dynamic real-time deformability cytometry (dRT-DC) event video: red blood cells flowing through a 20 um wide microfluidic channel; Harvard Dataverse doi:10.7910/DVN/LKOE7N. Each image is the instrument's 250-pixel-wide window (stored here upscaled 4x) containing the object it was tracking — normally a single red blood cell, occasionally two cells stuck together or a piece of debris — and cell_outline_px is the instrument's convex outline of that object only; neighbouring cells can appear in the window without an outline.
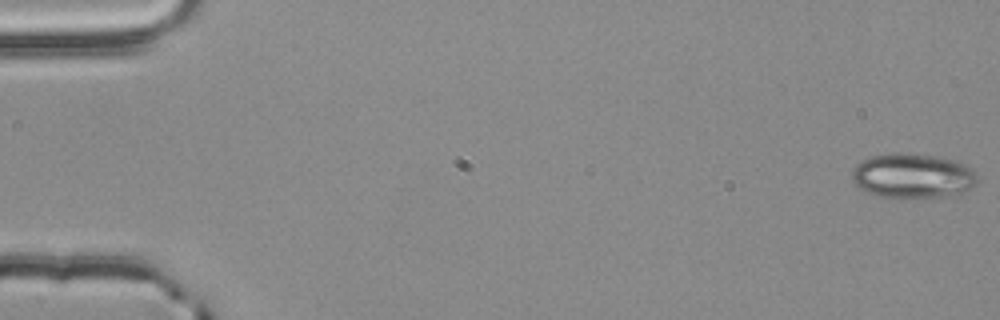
{"species": "common noctule bat (a hibernating species)", "species_latin": "Nyctalus noctula", "temperature_condition": "room temperature", "stored_images_in_passage": 56, "camera_frame_rate_fps": 3000, "um_per_image_px": 0.085, "animal": {"sex": "male", "body_mass_g": 20.4}, "frame": {"image": 1, "passage_image": 1, "time_ms": 0.0, "image_size_px": [1000, 320], "cell_outline_px": [[980, 180], [976, 184], [964, 192], [940, 196], [876, 196], [860, 188], [852, 180], [852, 172], [856, 164], [860, 160], [872, 156], [888, 152], [900, 152], [928, 156], [952, 160], [968, 164], [972, 168]], "centroid_in_image_um": [77.57, 14.92], "position_along_channel_um": 7.4, "area_um2": 32.31}}
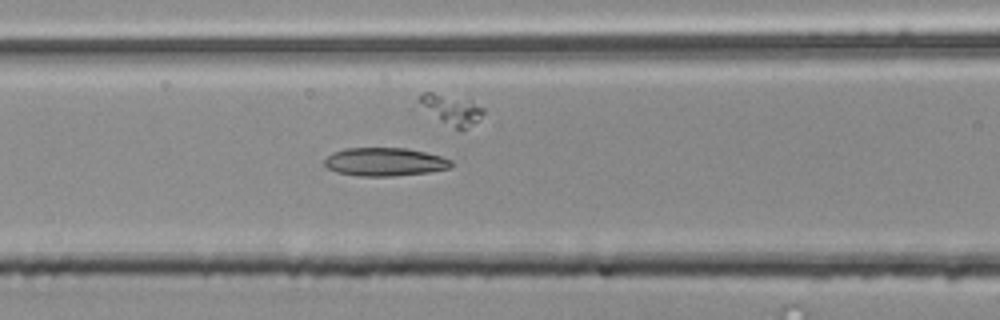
{"frame": {"image": 2, "passage_image": 24, "time_ms": 7.667, "image_size_px": [1000, 320], "cell_outline_px": [[452, 164], [448, 168], [428, 172], [392, 176], [360, 176], [336, 172], [328, 168], [324, 164], [324, 160], [332, 152], [344, 148], [408, 148], [440, 156], [452, 160]], "centroid_in_image_um": [32.67, 13.75], "position_along_channel_um": 133.9, "area_um2": 20.81}}
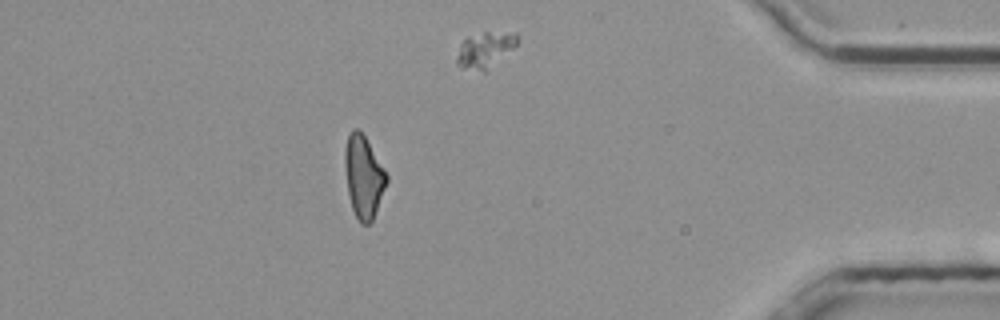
{"frame": {"image": 3, "passage_image": 49, "time_ms": 16.0, "image_size_px": [1000, 320], "cell_outline_px": [[388, 180], [372, 220], [368, 224], [364, 224], [356, 216], [352, 208], [348, 192], [344, 164], [344, 148], [348, 136], [352, 128], [356, 128], [364, 136], [384, 168], [388, 176]], "centroid_in_image_um": [30.89, 14.99], "position_along_channel_um": 404.3, "area_um2": 19.59}, "authors_computed_cell_mechanics": {"area_um2": 20.6346, "velocity_mm_per_s": 3.8214, "shape_relaxation_time_tau1_ms": 3.8974, "shape_relaxation_time_tau2_ms": 9.0845, "deformation_change_tau1": 0.134, "deformation_change_tau2": 0.1732}}